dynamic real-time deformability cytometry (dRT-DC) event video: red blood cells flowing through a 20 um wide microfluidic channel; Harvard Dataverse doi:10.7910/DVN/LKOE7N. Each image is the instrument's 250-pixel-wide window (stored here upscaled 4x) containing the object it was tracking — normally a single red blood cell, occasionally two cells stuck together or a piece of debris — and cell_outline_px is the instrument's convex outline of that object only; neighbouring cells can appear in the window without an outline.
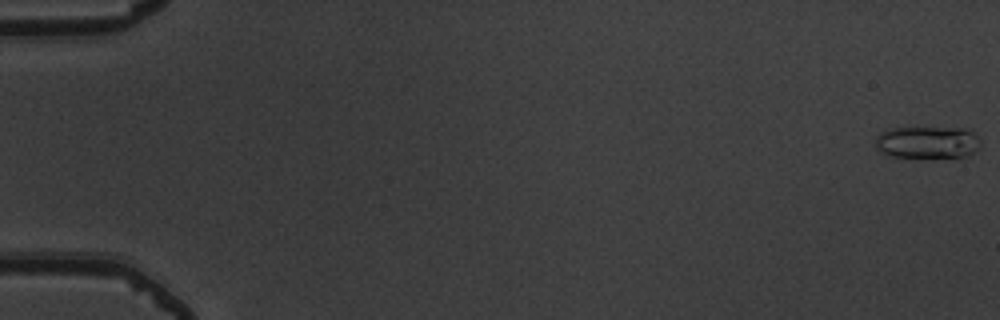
{"species": "common noctule bat (a hibernating species)", "species_latin": "Nyctalus noctula", "temperature_condition": "warm", "stored_images_in_passage": 18, "camera_frame_rate_fps": 3000, "um_per_image_px": 0.085, "animal": {"sex": "male", "body_mass_g": 19.5, "forearm_length_mm": 54.6}, "frame": {"image": 1, "passage_image": 1, "time_ms": 0.0, "image_size_px": [1000, 320], "cell_outline_px": [[980, 148], [968, 156], [952, 160], [932, 160], [888, 156], [876, 148], [876, 136], [880, 132], [888, 128], [972, 128], [980, 140]], "centroid_in_image_um": [78.9, 12.16], "position_along_channel_um": 6.1, "area_um2": 21.15}}